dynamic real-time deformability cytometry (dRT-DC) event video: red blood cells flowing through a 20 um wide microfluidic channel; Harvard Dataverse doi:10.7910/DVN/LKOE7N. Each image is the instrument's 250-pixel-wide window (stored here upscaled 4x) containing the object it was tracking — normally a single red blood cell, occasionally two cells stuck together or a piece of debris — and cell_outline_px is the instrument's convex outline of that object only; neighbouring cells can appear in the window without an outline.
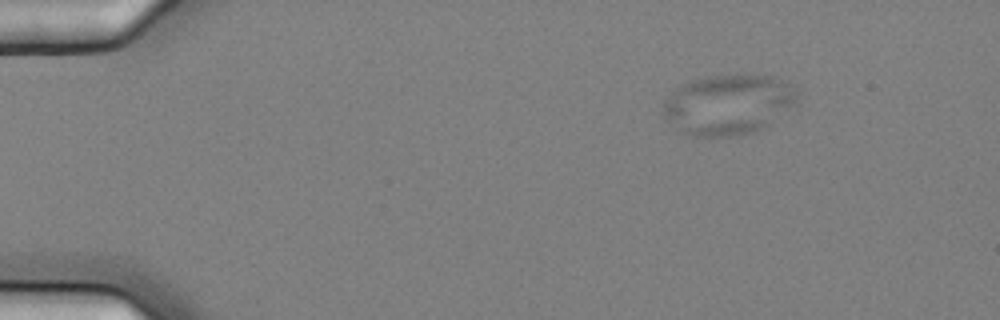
{"species": "common noctule bat (a hibernating species)", "species_latin": "Nyctalus noctula", "temperature_condition": "cold", "stored_images_in_passage": 6, "segment_of_instrument_passage": [2, 2], "camera_frame_rate_fps": 3000, "um_per_image_px": 0.085, "animal": {"sex": "female", "body_mass_g": 25.1}, "frame": {"image": 1, "passage_image": 6, "time_ms": 1.667, "image_size_px": [1000, 320], "cell_outline_px": [[796, 92], [792, 100], [768, 124], [752, 132], [728, 136], [696, 136], [684, 132], [664, 112], [664, 104], [676, 88], [680, 84], [692, 80], [708, 76], [740, 72], [772, 76], [788, 84]], "centroid_in_image_um": [61.85, 8.82], "position_along_channel_um": 23.1, "area_um2": 45.43}}